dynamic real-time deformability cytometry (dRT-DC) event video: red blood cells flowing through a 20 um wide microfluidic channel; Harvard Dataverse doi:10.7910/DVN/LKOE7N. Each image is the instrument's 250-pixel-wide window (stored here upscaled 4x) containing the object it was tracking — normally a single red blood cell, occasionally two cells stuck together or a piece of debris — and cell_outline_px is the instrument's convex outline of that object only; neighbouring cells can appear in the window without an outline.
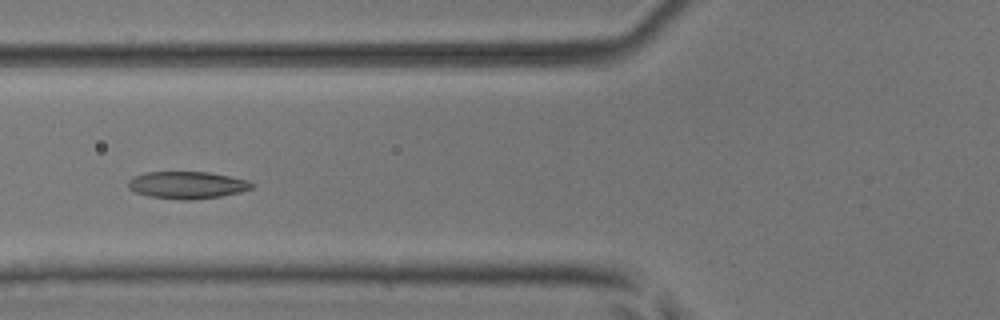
{"species": "common noctule bat (a hibernating species)", "species_latin": "Nyctalus noctula", "temperature_condition": "room temperature", "stored_images_in_passage": 50, "camera_frame_rate_fps": 3000, "um_per_image_px": 0.085, "animal": {"sex": "male", "body_mass_g": 17.9, "forearm_length_mm": 54.2}, "frame": {"image": 1, "passage_image": 19, "time_ms": 6.0, "image_size_px": [1000, 320], "cell_outline_px": [[256, 184], [252, 188], [240, 192], [220, 196], [188, 200], [180, 200], [148, 196], [136, 192], [128, 188], [128, 180], [132, 176], [144, 172], [208, 172], [248, 180]], "centroid_in_image_um": [15.88, 15.72], "position_along_channel_um": 109.9, "area_um2": 19.65}}
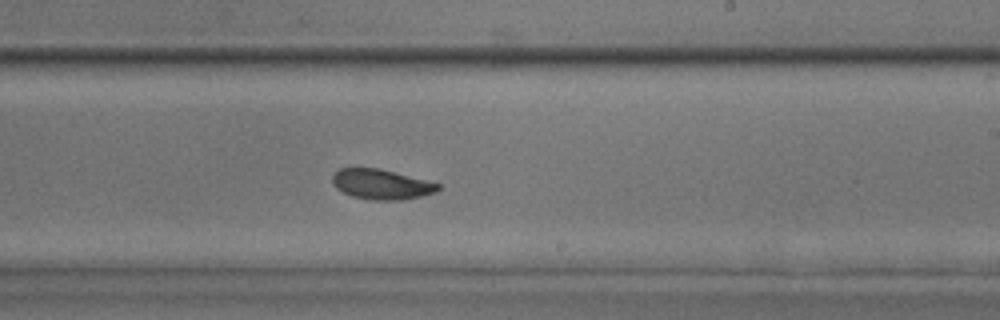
{"frame": {"image": 2, "passage_image": 30, "time_ms": 9.667, "image_size_px": [1000, 320], "cell_outline_px": [[440, 188], [436, 192], [404, 200], [372, 200], [352, 196], [336, 188], [332, 180], [332, 176], [340, 168], [380, 168], [440, 184]], "centroid_in_image_um": [32.42, 15.67], "position_along_channel_um": 256.6, "area_um2": 18.38}}
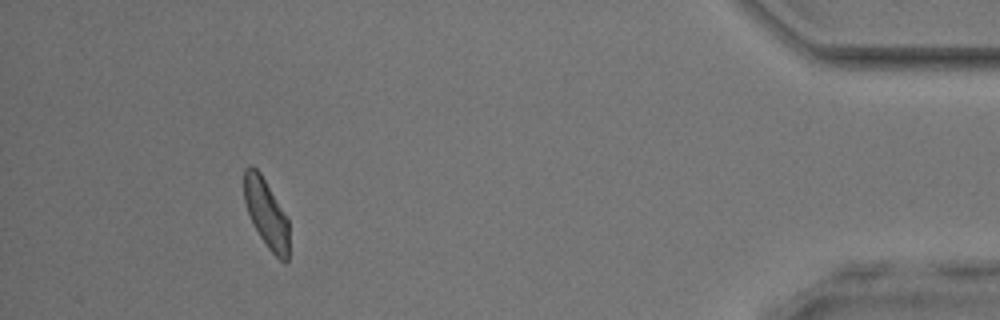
{"frame": {"image": 3, "passage_image": 46, "time_ms": 15.0, "image_size_px": [1000, 320], "cell_outline_px": [[288, 260], [284, 264], [268, 248], [260, 236], [248, 212], [244, 200], [244, 168], [248, 164], [252, 164], [260, 172], [288, 216]], "centroid_in_image_um": [22.64, 18.09], "position_along_channel_um": 412.6, "area_um2": 18.03}, "authors_computed_cell_mechanics": {"area_um2": 19.4497, "velocity_mm_per_s": 4.0227, "shape_relaxation_time_tau1_ms": 3.1703, "shape_relaxation_time_tau2_ms": 3.4348, "deformation_change_tau1": 0.113, "deformation_change_tau2": 0.0871}}